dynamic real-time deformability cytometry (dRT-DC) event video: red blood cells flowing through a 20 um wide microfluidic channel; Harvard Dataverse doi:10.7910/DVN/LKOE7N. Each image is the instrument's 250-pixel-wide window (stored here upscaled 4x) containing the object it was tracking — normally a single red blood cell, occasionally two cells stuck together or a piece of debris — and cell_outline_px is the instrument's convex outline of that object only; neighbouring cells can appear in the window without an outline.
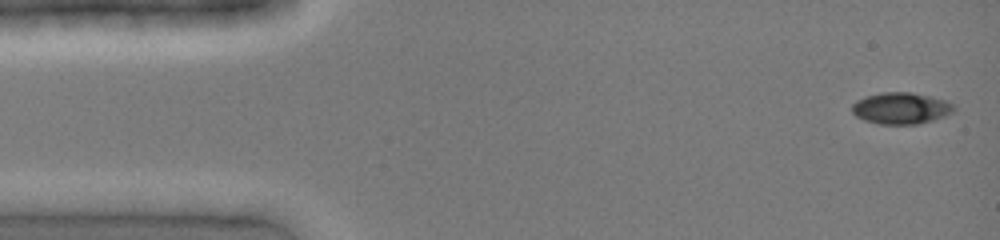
{"species": "common noctule bat (a hibernating species)", "species_latin": "Nyctalus noctula", "temperature_condition": "cold", "stored_images_in_passage": 25, "camera_frame_rate_fps": 3000, "um_per_image_px": 0.085, "animal": {"sex": "female", "body_mass_g": 19.0, "forearm_length_mm": 51.5}, "frame": {"image": 1, "passage_image": 1, "time_ms": 0.0, "image_size_px": [1000, 240], "cell_outline_px": [[956, 108], [952, 112], [944, 116], [932, 120], [916, 124], [880, 124], [864, 120], [856, 116], [852, 112], [852, 104], [856, 100], [864, 96], [880, 92], [912, 92], [932, 96], [944, 100], [952, 104]], "centroid_in_image_um": [76.55, 9.18], "position_along_channel_um": 8.4, "area_um2": 18.79}}
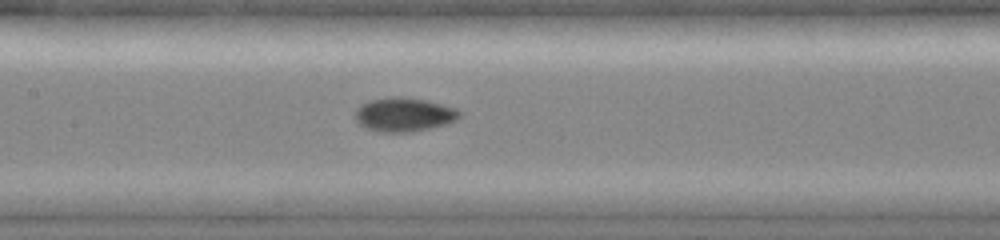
{"frame": {"image": 2, "passage_image": 19, "time_ms": 6.0, "image_size_px": [1000, 240], "cell_outline_px": [[460, 116], [456, 120], [448, 124], [412, 132], [380, 132], [368, 128], [360, 124], [356, 120], [356, 112], [364, 104], [372, 100], [424, 100], [456, 108], [460, 112]], "centroid_in_image_um": [34.41, 9.81], "position_along_channel_um": 173.0, "area_um2": 19.42}}
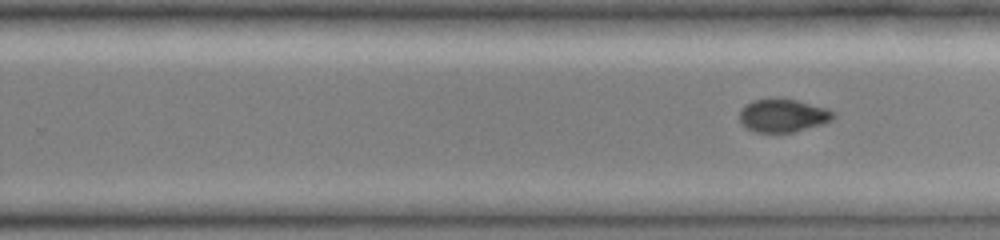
{"frame": {"image": 3, "passage_image": 25, "time_ms": 8.0, "image_size_px": [1000, 240], "cell_outline_px": [[836, 116], [832, 120], [824, 124], [792, 132], [756, 132], [748, 128], [740, 120], [740, 112], [752, 100], [796, 100], [824, 108], [836, 112]], "centroid_in_image_um": [66.61, 9.85], "position_along_channel_um": 263.2, "area_um2": 17.51}}